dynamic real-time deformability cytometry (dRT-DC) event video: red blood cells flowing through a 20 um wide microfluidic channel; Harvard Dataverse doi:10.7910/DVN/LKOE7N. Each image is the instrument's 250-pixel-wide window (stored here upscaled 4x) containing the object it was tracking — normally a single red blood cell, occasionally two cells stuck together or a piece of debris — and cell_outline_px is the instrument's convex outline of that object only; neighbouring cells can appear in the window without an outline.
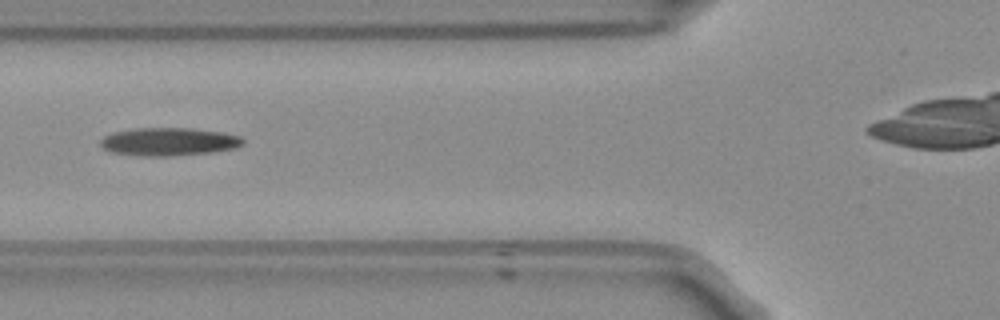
{"species": "Egyptian fruit bat (a non-hibernating species)", "species_latin": "Rousettus aegyptiacus", "temperature_condition": "room temperature", "stored_images_in_passage": 32, "camera_frame_rate_fps": 3000, "um_per_image_px": 0.085, "frame": {"image": 1, "passage_image": 5, "time_ms": 1.333, "image_size_px": [1000, 320], "cell_outline_px": [[244, 144], [236, 148], [212, 152], [172, 156], [136, 156], [112, 152], [104, 148], [100, 144], [100, 140], [104, 136], [116, 132], [136, 128], [188, 128], [224, 132], [240, 136], [244, 140]], "centroid_in_image_um": [14.38, 12.05], "position_along_channel_um": 111.4, "area_um2": 23.35}}
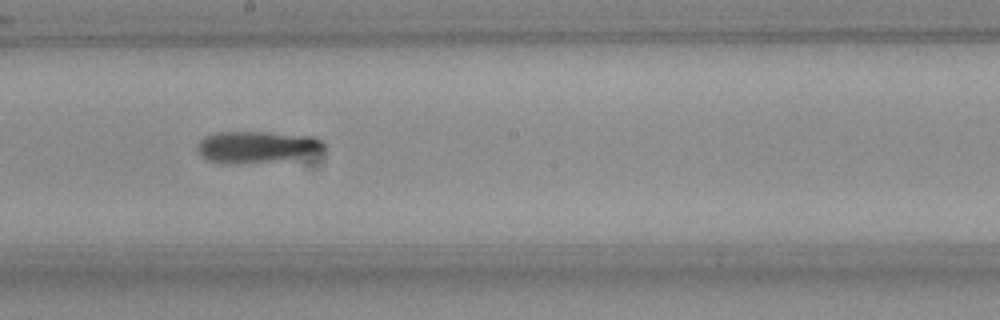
{"frame": {"image": 2, "passage_image": 14, "time_ms": 4.333, "image_size_px": [1000, 320], "cell_outline_px": [[324, 152], [272, 160], [208, 160], [200, 156], [196, 148], [200, 140], [204, 136], [216, 132], [268, 132], [312, 136], [324, 140]], "centroid_in_image_um": [21.86, 12.41], "position_along_channel_um": 226.3, "area_um2": 22.2}, "authors_computed_cell_mechanics": {"area_um2": 22.3108, "velocity_mm_per_s": 3.8277, "shape_relaxation_time_tau1_ms": 6.7975, "shape_relaxation_time_tau2_ms": null, "deformation_change_tau1": 0.2205, "deformation_change_tau2": null}}